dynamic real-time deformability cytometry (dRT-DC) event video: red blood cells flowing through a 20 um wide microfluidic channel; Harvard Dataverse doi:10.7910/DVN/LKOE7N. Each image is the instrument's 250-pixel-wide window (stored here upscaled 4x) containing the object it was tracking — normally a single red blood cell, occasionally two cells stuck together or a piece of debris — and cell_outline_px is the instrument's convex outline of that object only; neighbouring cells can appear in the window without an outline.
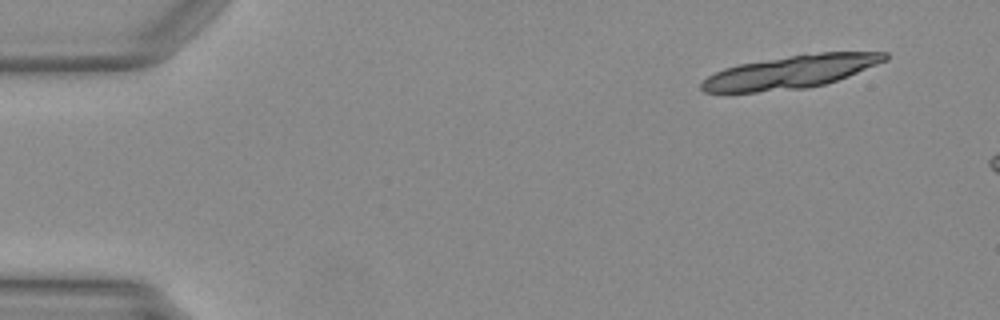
{"species": "Egyptian fruit bat (a non-hibernating species)", "species_latin": "Rousettus aegyptiacus", "temperature_condition": "warm", "stored_images_in_passage": 6, "camera_frame_rate_fps": 3000, "um_per_image_px": 0.085, "animal": {"sex": "female"}, "frame": {"image": 1, "passage_image": 1, "time_ms": 0.0, "image_size_px": [1000, 320], "cell_outline_px": [[888, 60], [848, 76], [824, 84], [804, 88], [756, 92], [704, 92], [700, 88], [700, 84], [708, 76], [724, 68], [740, 64], [792, 56], [820, 52], [888, 52]], "centroid_in_image_um": [67.23, 6.12], "position_along_channel_um": 17.8, "area_um2": 34.74}}